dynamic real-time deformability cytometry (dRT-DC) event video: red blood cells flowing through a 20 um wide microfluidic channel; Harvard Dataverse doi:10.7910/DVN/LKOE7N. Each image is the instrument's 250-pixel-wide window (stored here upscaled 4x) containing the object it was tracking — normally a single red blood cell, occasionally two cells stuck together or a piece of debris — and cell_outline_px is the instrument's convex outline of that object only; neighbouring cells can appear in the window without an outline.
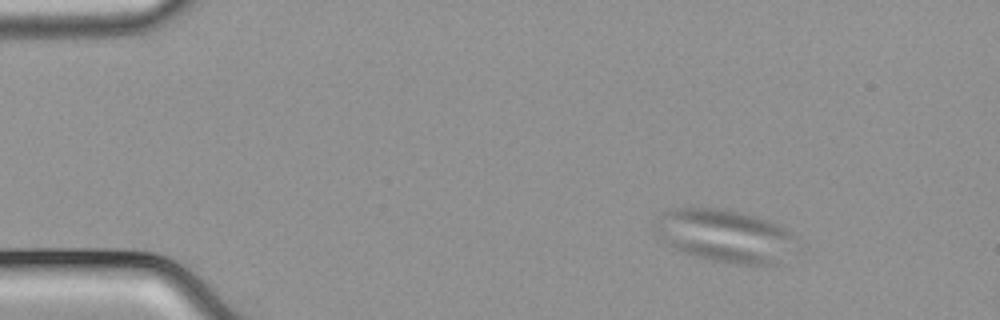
{"species": "common noctule bat (a hibernating species)", "species_latin": "Nyctalus noctula", "temperature_condition": "cold", "stored_images_in_passage": 11, "camera_frame_rate_fps": 3000, "um_per_image_px": 0.085, "animal": {"sex": "male", "body_mass_g": 21.5, "forearm_length_mm": 52.0}, "frame": {"image": 1, "passage_image": 1, "time_ms": 0.0, "image_size_px": [1000, 320], "cell_outline_px": [[796, 236], [784, 264], [736, 264], [712, 260], [692, 256], [668, 244], [652, 232], [652, 228], [656, 220], [664, 212], [680, 208], [728, 208], [756, 216], [768, 220], [784, 228]], "centroid_in_image_um": [61.6, 20.04], "position_along_channel_um": 23.4, "area_um2": 43.64}}